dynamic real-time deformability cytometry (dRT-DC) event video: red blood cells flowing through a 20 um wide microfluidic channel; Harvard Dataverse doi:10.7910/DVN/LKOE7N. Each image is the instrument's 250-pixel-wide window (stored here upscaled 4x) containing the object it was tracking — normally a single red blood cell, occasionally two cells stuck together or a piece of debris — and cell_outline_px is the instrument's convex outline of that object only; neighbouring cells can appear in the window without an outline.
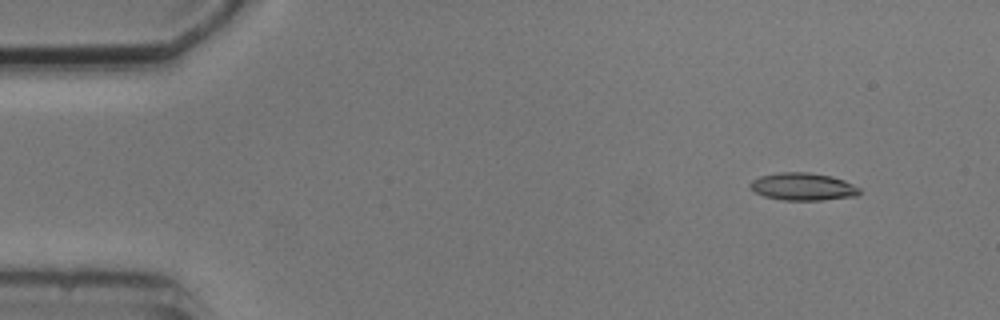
{"species": "common noctule bat (a hibernating species)", "species_latin": "Nyctalus noctula", "temperature_condition": "cold", "stored_images_in_passage": 3, "camera_frame_rate_fps": 3000, "um_per_image_px": 0.085, "animal": {"sex": "male", "body_mass_g": 20.5, "forearm_length_mm": 52.5}, "frame": {"image": 1, "passage_image": 1, "time_ms": 0.0, "image_size_px": [1000, 320], "cell_outline_px": [[860, 192], [856, 196], [820, 200], [780, 200], [764, 196], [756, 192], [748, 184], [752, 180], [760, 176], [780, 172], [808, 172], [832, 176], [844, 180], [860, 188]], "centroid_in_image_um": [68.24, 15.86], "position_along_channel_um": 16.8, "area_um2": 17.51}}
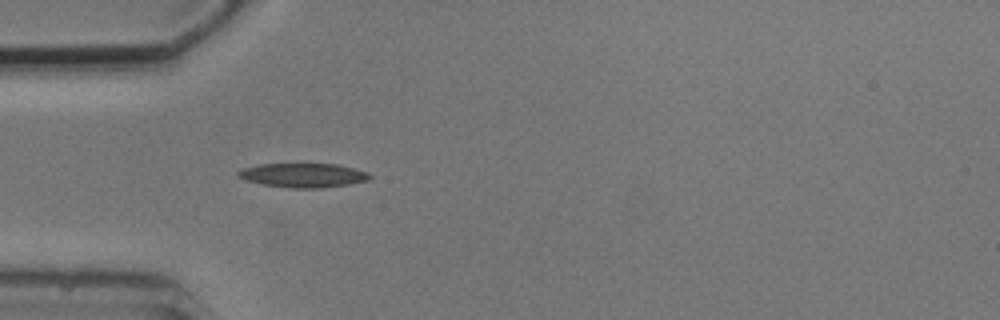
{"frame": {"image": 2, "passage_image": 3, "time_ms": 3.667, "image_size_px": [1000, 320], "cell_outline_px": [[372, 176], [368, 180], [348, 184], [320, 188], [292, 188], [260, 184], [244, 180], [236, 176], [236, 172], [244, 168], [260, 164], [336, 164], [368, 172]], "centroid_in_image_um": [25.72, 14.9], "position_along_channel_um": 59.3, "area_um2": 18.5}}